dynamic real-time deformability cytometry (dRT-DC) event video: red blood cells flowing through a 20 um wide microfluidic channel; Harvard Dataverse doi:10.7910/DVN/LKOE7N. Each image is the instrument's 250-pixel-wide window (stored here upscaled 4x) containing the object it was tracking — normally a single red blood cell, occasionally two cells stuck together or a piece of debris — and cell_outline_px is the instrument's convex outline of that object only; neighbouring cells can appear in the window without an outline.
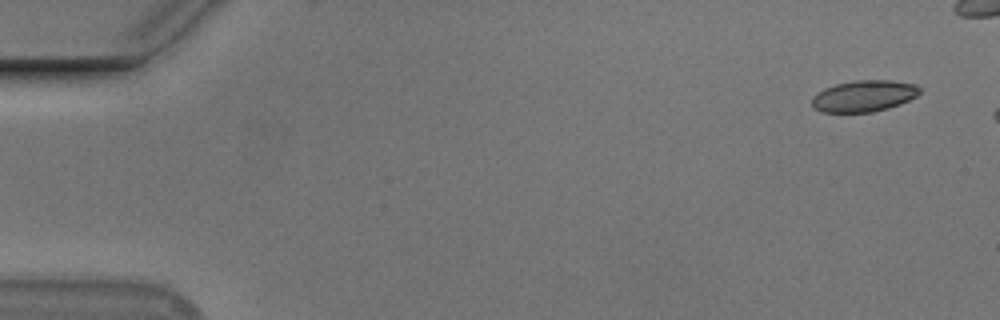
{"species": "Egyptian fruit bat (a non-hibernating species)", "species_latin": "Rousettus aegyptiacus", "temperature_condition": "cold", "stored_images_in_passage": 5, "camera_frame_rate_fps": 3000, "um_per_image_px": 0.085, "animal": {"sex": "male"}, "frame": {"image": 1, "passage_image": 1, "time_ms": 0.0, "image_size_px": [1000, 320], "cell_outline_px": [[920, 92], [916, 96], [900, 104], [888, 108], [872, 112], [824, 112], [816, 108], [812, 104], [812, 96], [824, 88], [836, 84], [856, 80], [892, 80], [916, 84], [920, 88]], "centroid_in_image_um": [73.45, 8.15], "position_along_channel_um": 11.6, "area_um2": 19.65}}